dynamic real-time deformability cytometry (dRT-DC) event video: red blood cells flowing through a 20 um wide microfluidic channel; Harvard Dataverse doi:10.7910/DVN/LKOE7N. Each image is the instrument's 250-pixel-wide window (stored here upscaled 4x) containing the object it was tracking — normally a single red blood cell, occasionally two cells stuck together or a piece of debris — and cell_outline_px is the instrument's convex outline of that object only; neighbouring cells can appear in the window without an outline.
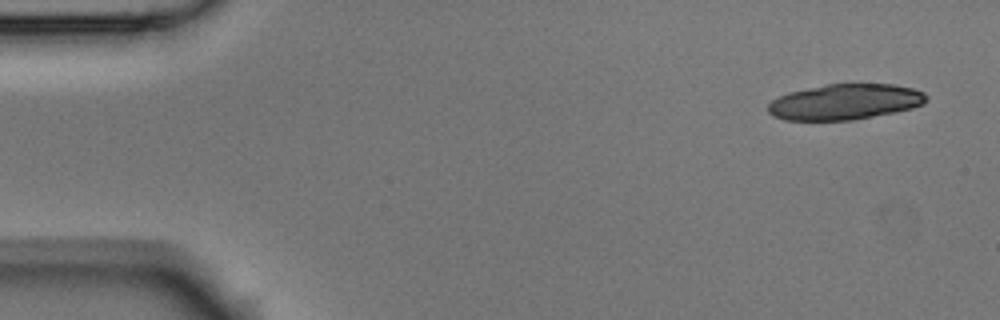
{"species": "Egyptian fruit bat (a non-hibernating species)", "species_latin": "Rousettus aegyptiacus", "temperature_condition": "room temperature", "stored_images_in_passage": 7, "camera_frame_rate_fps": 3000, "um_per_image_px": 0.085, "animal": {"sex": "male"}, "frame": {"image": 1, "passage_image": 1, "time_ms": 0.0, "image_size_px": [1000, 320], "cell_outline_px": [[928, 100], [924, 104], [912, 108], [896, 112], [852, 120], [784, 120], [772, 116], [768, 112], [768, 104], [772, 100], [788, 92], [828, 84], [892, 84], [912, 88], [924, 92], [928, 96]], "centroid_in_image_um": [71.84, 8.66], "position_along_channel_um": 13.2, "area_um2": 32.95}}
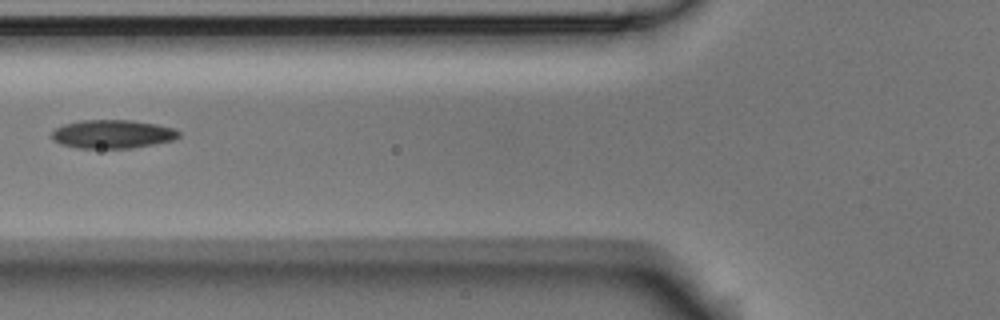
{"frame": {"image": 2, "passage_image": 6, "time_ms": 1.667, "image_size_px": [1000, 320], "cell_outline_px": [[180, 136], [172, 140], [132, 148], [76, 148], [60, 144], [52, 140], [52, 132], [56, 128], [64, 124], [80, 120], [132, 120], [156, 124], [176, 128], [180, 132]], "centroid_in_image_um": [9.55, 11.39], "position_along_channel_um": 116.2, "area_um2": 21.21}}
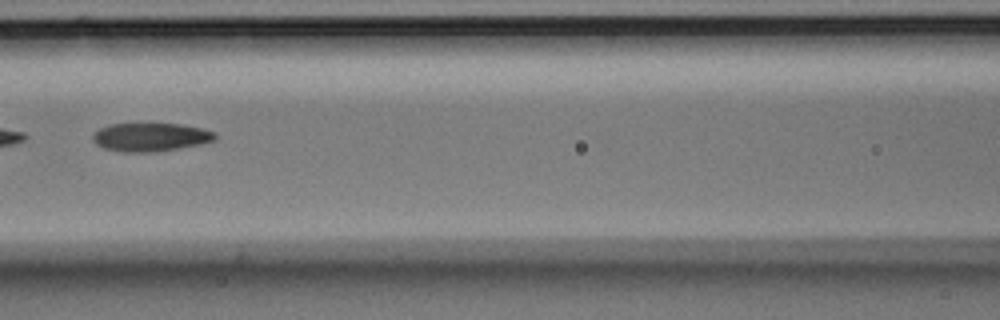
{"frame": {"image": 3, "passage_image": 7, "time_ms": 2.0, "image_size_px": [1000, 320], "cell_outline_px": [[216, 140], [200, 144], [180, 148], [152, 152], [124, 152], [104, 148], [96, 144], [92, 140], [92, 136], [100, 128], [112, 124], [180, 124], [200, 128], [216, 132]], "centroid_in_image_um": [12.81, 11.66], "position_along_channel_um": 153.8, "area_um2": 20.11}}